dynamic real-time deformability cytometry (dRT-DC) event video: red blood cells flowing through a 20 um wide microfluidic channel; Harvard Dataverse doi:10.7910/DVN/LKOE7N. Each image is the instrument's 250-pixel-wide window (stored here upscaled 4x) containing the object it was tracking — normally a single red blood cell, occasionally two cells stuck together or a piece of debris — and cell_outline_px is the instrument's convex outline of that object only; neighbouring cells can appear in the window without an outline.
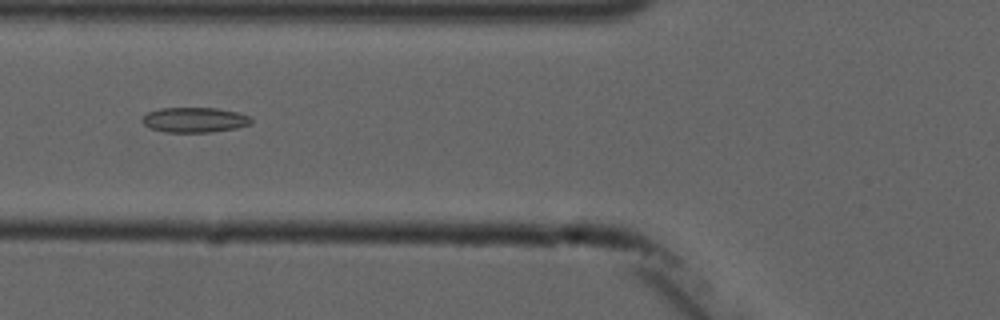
{"species": "common noctule bat (a hibernating species)", "species_latin": "Nyctalus noctula", "temperature_condition": "cold", "stored_images_in_passage": 8, "camera_frame_rate_fps": 3000, "um_per_image_px": 0.085, "animal": {"sex": "male", "forearm_length_mm": 52.5}, "frame": {"image": 1, "passage_image": 4, "time_ms": 3.333, "image_size_px": [1000, 320], "cell_outline_px": [[252, 124], [236, 128], [212, 132], [164, 132], [148, 128], [140, 120], [148, 112], [160, 108], [216, 108], [236, 112], [248, 116], [252, 120]], "centroid_in_image_um": [16.51, 10.2], "position_along_channel_um": 109.3, "area_um2": 15.95}}
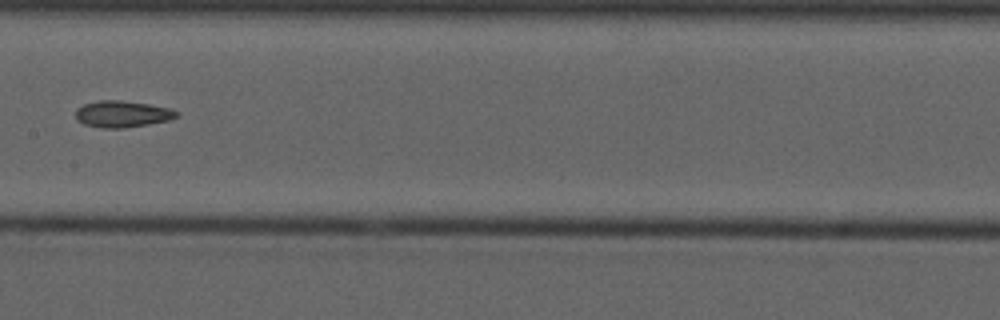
{"frame": {"image": 2, "passage_image": 6, "time_ms": 5.667, "image_size_px": [1000, 320], "cell_outline_px": [[176, 116], [168, 120], [148, 124], [124, 128], [100, 128], [84, 124], [76, 120], [76, 108], [84, 104], [96, 100], [120, 100], [148, 104], [168, 108], [176, 112]], "centroid_in_image_um": [10.31, 9.69], "position_along_channel_um": 197.1, "area_um2": 15.49}}
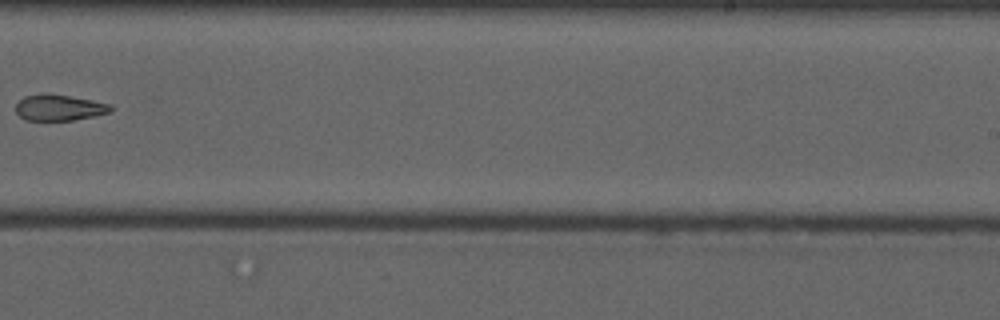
{"frame": {"image": 3, "passage_image": 8, "time_ms": 8.0, "image_size_px": [1000, 320], "cell_outline_px": [[112, 112], [72, 120], [24, 120], [16, 112], [16, 104], [24, 96], [68, 96], [92, 100], [112, 104]], "centroid_in_image_um": [5.07, 9.18], "position_along_channel_um": 283.9, "area_um2": 13.81}}